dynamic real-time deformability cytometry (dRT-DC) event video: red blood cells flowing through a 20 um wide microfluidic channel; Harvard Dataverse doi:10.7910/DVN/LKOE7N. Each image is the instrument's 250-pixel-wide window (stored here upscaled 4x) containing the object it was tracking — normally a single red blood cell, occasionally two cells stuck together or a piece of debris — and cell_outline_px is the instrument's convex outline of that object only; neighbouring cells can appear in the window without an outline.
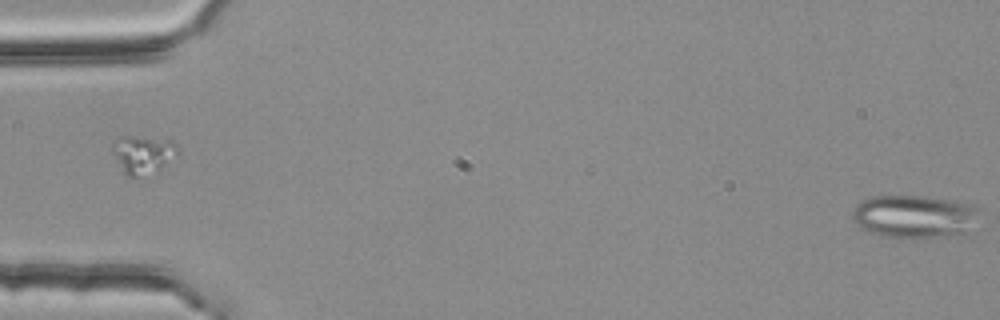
{"species": "common noctule bat (a hibernating species)", "species_latin": "Nyctalus noctula", "temperature_condition": "room temperature", "stored_images_in_passage": 4, "segment_of_instrument_passage": [2, 2], "camera_frame_rate_fps": 3000, "um_per_image_px": 0.085, "animal": {"sex": "female", "body_mass_g": 25.1}, "frame": {"image": 1, "passage_image": 4, "time_ms": 1.0, "image_size_px": [1000, 320], "cell_outline_px": [[984, 208], [964, 236], [880, 236], [856, 224], [852, 216], [852, 208], [860, 200], [872, 196], [924, 196], [952, 200], [972, 204]], "centroid_in_image_um": [77.77, 18.37], "position_along_channel_um": 7.2, "area_um2": 31.85}}